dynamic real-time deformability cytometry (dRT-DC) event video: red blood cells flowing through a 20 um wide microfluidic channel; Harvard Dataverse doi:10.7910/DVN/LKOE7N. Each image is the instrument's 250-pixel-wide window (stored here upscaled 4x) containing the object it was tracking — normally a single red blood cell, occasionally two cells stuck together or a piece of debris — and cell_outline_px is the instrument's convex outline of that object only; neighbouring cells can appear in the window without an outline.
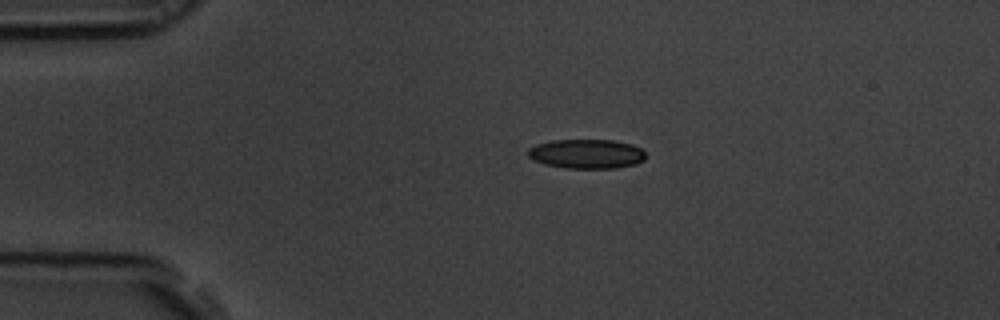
{"species": "common noctule bat (a hibernating species)", "species_latin": "Nyctalus noctula", "temperature_condition": "room temperature", "stored_images_in_passage": 45, "camera_frame_rate_fps": 3000, "um_per_image_px": 0.085, "animal": {"sex": "male", "body_mass_g": 19.5, "forearm_length_mm": 54.6}, "frame": {"image": 1, "passage_image": 1, "time_ms": 0.0, "image_size_px": [1000, 320], "cell_outline_px": [[644, 160], [636, 164], [616, 168], [564, 168], [544, 164], [532, 160], [528, 156], [528, 148], [536, 144], [552, 140], [612, 140], [632, 144], [640, 148], [644, 152]], "centroid_in_image_um": [49.83, 13.08], "position_along_channel_um": 35.2, "area_um2": 20.23}}
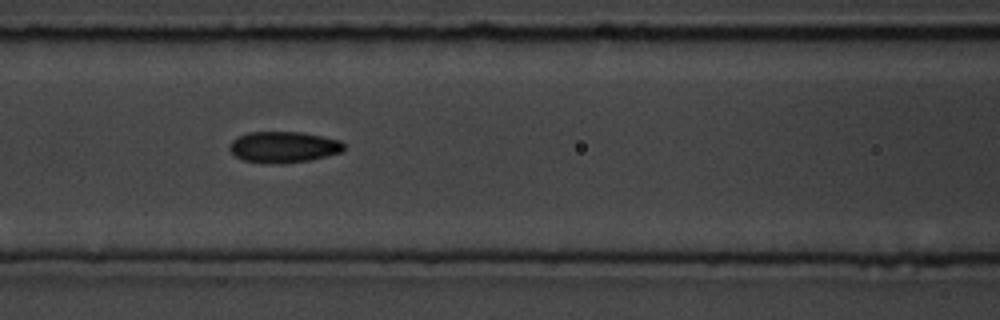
{"frame": {"image": 2, "passage_image": 13, "time_ms": 4.0, "image_size_px": [1000, 320], "cell_outline_px": [[344, 148], [340, 152], [308, 160], [280, 164], [272, 164], [244, 160], [236, 156], [228, 148], [228, 144], [236, 136], [248, 132], [300, 132], [340, 140], [344, 144]], "centroid_in_image_um": [24.04, 12.49], "position_along_channel_um": 142.6, "area_um2": 20.63}}
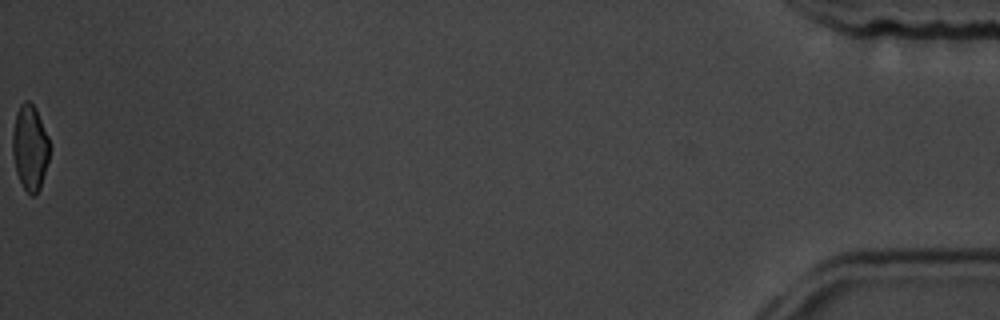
{"frame": {"image": 3, "passage_image": 45, "time_ms": 14.667, "image_size_px": [1000, 320], "cell_outline_px": [[48, 160], [40, 188], [36, 196], [32, 196], [24, 188], [16, 172], [12, 152], [12, 132], [16, 112], [20, 104], [24, 100], [28, 100], [36, 108], [48, 136]], "centroid_in_image_um": [2.52, 12.52], "position_along_channel_um": 432.7, "area_um2": 18.38}, "authors_computed_cell_mechanics": {"area_um2": 20.1144, "velocity_mm_per_s": 3.6772, "shape_relaxation_time_tau1_ms": 3.6682, "shape_relaxation_time_tau2_ms": 2.4182, "deformation_change_tau1": 0.1216, "deformation_change_tau2": 0.071}}